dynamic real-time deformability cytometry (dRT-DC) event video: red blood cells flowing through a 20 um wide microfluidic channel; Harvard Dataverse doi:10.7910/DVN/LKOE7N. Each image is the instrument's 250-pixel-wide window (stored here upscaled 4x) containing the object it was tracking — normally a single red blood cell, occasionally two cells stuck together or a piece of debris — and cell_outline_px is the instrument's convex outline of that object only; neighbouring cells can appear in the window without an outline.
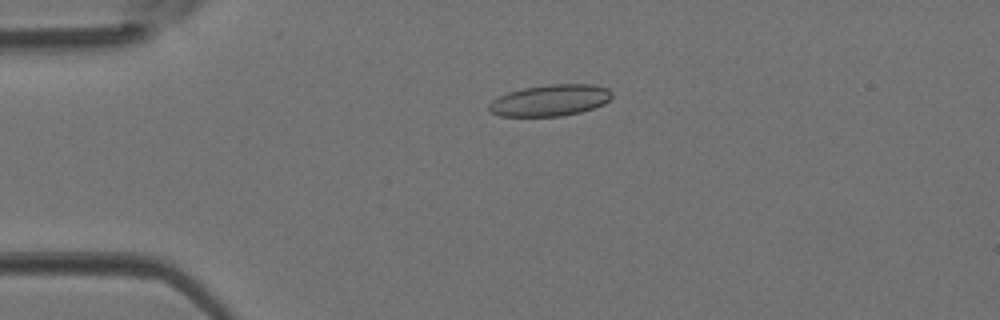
{"species": "Egyptian fruit bat (a non-hibernating species)", "species_latin": "Rousettus aegyptiacus", "temperature_condition": "room temperature", "stored_images_in_passage": 4, "camera_frame_rate_fps": 3000, "um_per_image_px": 0.085, "animal": {"sex": "female"}, "frame": {"image": 1, "passage_image": 3, "time_ms": 0.667, "image_size_px": [1000, 320], "cell_outline_px": [[612, 96], [604, 104], [580, 112], [560, 116], [500, 116], [492, 112], [488, 108], [488, 104], [492, 100], [508, 92], [524, 88], [548, 84], [592, 84], [608, 88], [612, 92]], "centroid_in_image_um": [46.77, 8.52], "position_along_channel_um": 38.2, "area_um2": 22.43}}
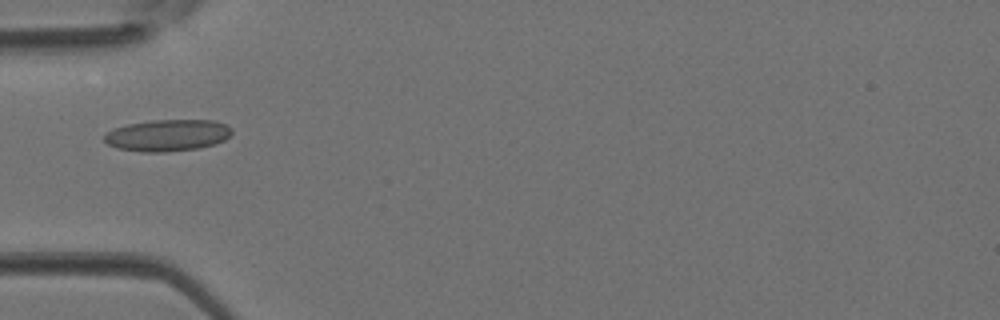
{"frame": {"image": 2, "passage_image": 4, "time_ms": 1.0, "image_size_px": [1000, 320], "cell_outline_px": [[232, 132], [224, 140], [200, 148], [168, 152], [140, 152], [116, 148], [108, 144], [104, 140], [104, 136], [108, 132], [116, 128], [128, 124], [152, 120], [212, 120], [224, 124], [232, 128]], "centroid_in_image_um": [14.23, 11.51], "position_along_channel_um": 70.8, "area_um2": 23.47}}